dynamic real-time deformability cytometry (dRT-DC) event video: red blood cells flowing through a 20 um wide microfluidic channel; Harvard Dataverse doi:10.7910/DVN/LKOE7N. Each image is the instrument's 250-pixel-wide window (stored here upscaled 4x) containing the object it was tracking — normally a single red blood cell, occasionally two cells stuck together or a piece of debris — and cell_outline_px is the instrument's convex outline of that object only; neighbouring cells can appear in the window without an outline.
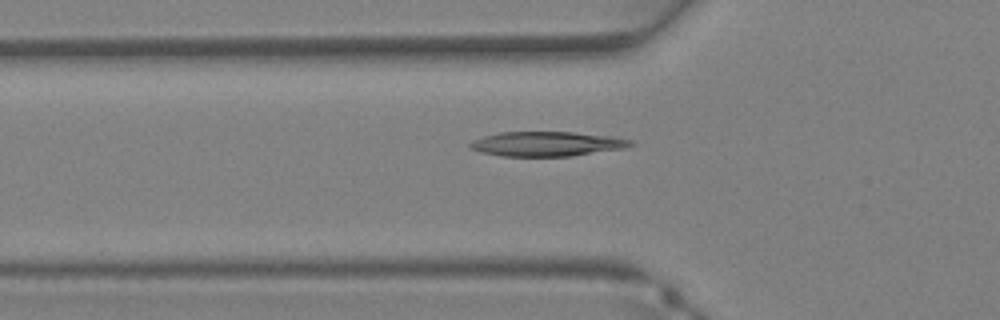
{"species": "Egyptian fruit bat (a non-hibernating species)", "species_latin": "Rousettus aegyptiacus", "temperature_condition": "warm", "stored_images_in_passage": 37, "camera_frame_rate_fps": 3000, "um_per_image_px": 0.085, "animal": {"sex": "female"}, "frame": {"image": 1, "passage_image": 13, "time_ms": 4.0, "image_size_px": [1000, 320], "cell_outline_px": [[636, 144], [624, 148], [572, 156], [500, 156], [480, 152], [468, 148], [468, 144], [472, 140], [484, 136], [500, 132], [572, 132], [616, 136], [632, 140]], "centroid_in_image_um": [46.49, 12.23], "position_along_channel_um": 79.3, "area_um2": 23.29}}
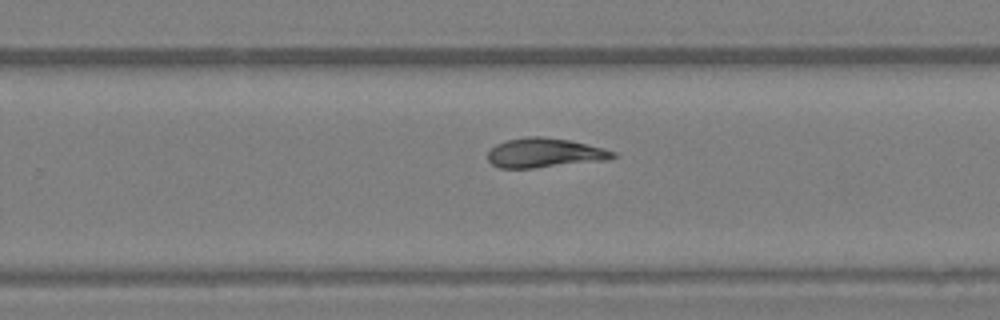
{"frame": {"image": 2, "passage_image": 24, "time_ms": 7.667, "image_size_px": [1000, 320], "cell_outline_px": [[616, 156], [608, 160], [532, 168], [500, 168], [492, 164], [488, 160], [488, 152], [496, 144], [508, 140], [524, 136], [544, 136], [568, 140], [604, 148], [616, 152]], "centroid_in_image_um": [46.29, 12.99], "position_along_channel_um": 283.5, "area_um2": 21.44}}
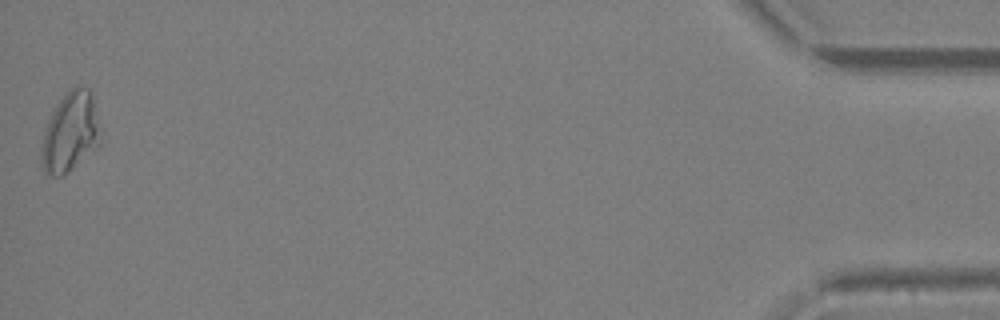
{"frame": {"image": 3, "passage_image": 37, "time_ms": 12.0, "image_size_px": [1000, 320], "cell_outline_px": [[100, 144], [96, 148], [68, 172], [60, 176], [52, 176], [44, 172], [40, 160], [40, 148], [44, 132], [48, 120], [56, 104], [64, 92], [76, 84], [80, 84], [88, 88], [92, 96], [100, 140]], "centroid_in_image_um": [5.92, 11.23], "position_along_channel_um": 429.3, "area_um2": 27.34}}